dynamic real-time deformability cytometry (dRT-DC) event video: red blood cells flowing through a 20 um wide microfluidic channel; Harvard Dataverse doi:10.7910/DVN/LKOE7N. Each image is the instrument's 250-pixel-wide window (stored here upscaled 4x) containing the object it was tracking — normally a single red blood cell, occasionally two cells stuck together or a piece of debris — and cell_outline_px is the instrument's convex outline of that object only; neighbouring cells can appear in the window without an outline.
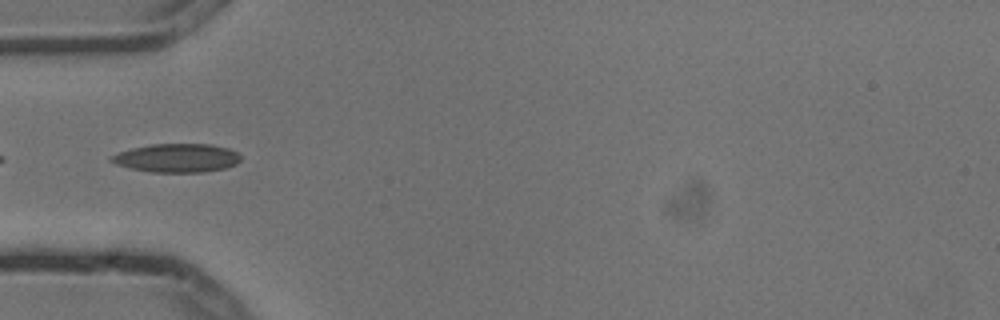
{"species": "common noctule bat (a hibernating species)", "species_latin": "Nyctalus noctula", "temperature_condition": "cold", "stored_images_in_passage": 7, "camera_frame_rate_fps": 3000, "um_per_image_px": 0.085, "animal": {"sex": "male", "body_mass_g": 13.3}, "frame": {"image": 1, "passage_image": 2, "time_ms": 0.333, "image_size_px": [1000, 320], "cell_outline_px": [[240, 160], [236, 164], [224, 168], [200, 172], [152, 172], [132, 168], [116, 164], [108, 160], [108, 156], [132, 148], [152, 144], [212, 144], [228, 148], [236, 152], [240, 156]], "centroid_in_image_um": [15.01, 13.42], "position_along_channel_um": 70.0, "area_um2": 21.44}}
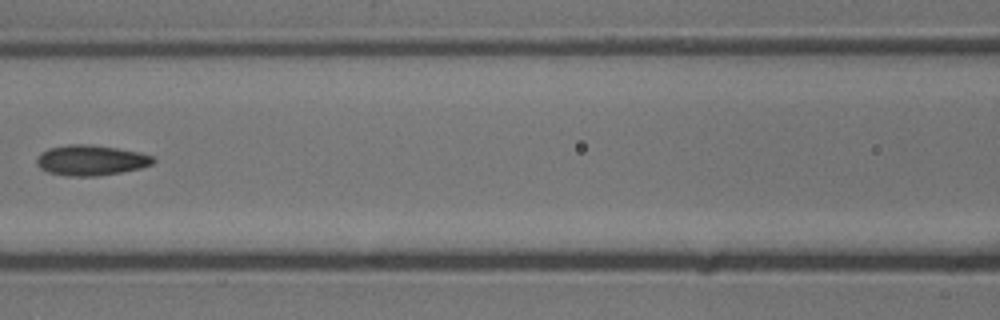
{"frame": {"image": 2, "passage_image": 4, "time_ms": 1.0, "image_size_px": [1000, 320], "cell_outline_px": [[156, 160], [152, 164], [140, 168], [120, 172], [96, 176], [64, 176], [48, 172], [40, 168], [36, 164], [36, 160], [40, 152], [48, 148], [68, 144], [88, 144], [116, 148], [136, 152], [152, 156]], "centroid_in_image_um": [7.67, 13.62], "position_along_channel_um": 158.9, "area_um2": 20.58}}
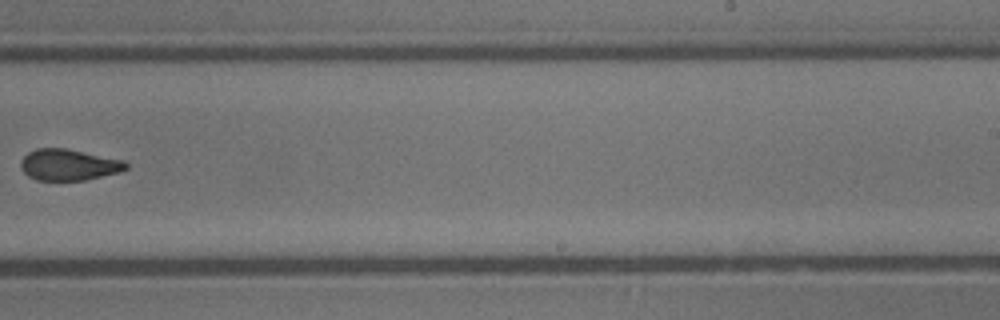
{"frame": {"image": 3, "passage_image": 7, "time_ms": 2.0, "image_size_px": [1000, 320], "cell_outline_px": [[128, 168], [120, 172], [84, 180], [36, 180], [28, 176], [20, 168], [20, 160], [28, 152], [36, 148], [64, 148], [124, 160], [128, 164]], "centroid_in_image_um": [5.82, 14.0], "position_along_channel_um": 283.2, "area_um2": 19.19}}